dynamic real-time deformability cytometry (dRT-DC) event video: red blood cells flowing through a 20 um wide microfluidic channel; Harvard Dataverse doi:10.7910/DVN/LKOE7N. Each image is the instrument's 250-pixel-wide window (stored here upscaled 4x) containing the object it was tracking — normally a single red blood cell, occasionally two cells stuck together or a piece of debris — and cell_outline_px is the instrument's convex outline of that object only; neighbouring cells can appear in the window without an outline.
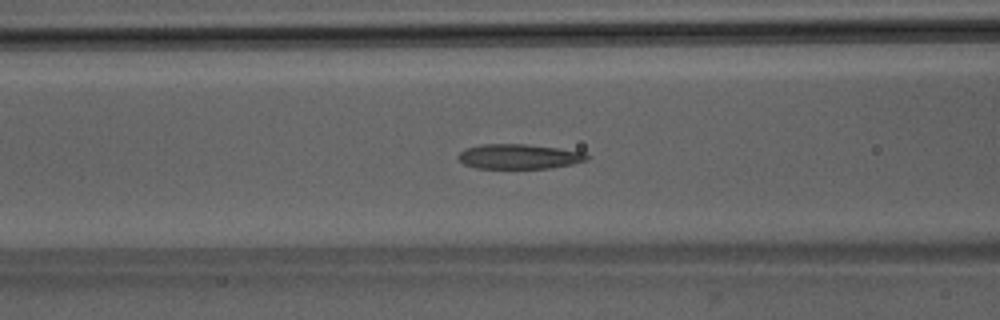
{"species": "Egyptian fruit bat (a non-hibernating species)", "species_latin": "Rousettus aegyptiacus", "temperature_condition": "room temperature", "stored_images_in_passage": 36, "camera_frame_rate_fps": 3000, "um_per_image_px": 0.085, "animal": {"sex": "male"}, "frame": {"image": 1, "passage_image": 6, "time_ms": 1.667, "image_size_px": [1000, 320], "cell_outline_px": [[592, 156], [588, 160], [572, 164], [552, 168], [476, 168], [464, 164], [456, 156], [460, 152], [468, 148], [480, 144], [524, 144], [560, 148], [584, 152]], "centroid_in_image_um": [44.16, 13.3], "position_along_channel_um": 122.4, "area_um2": 18.73}}
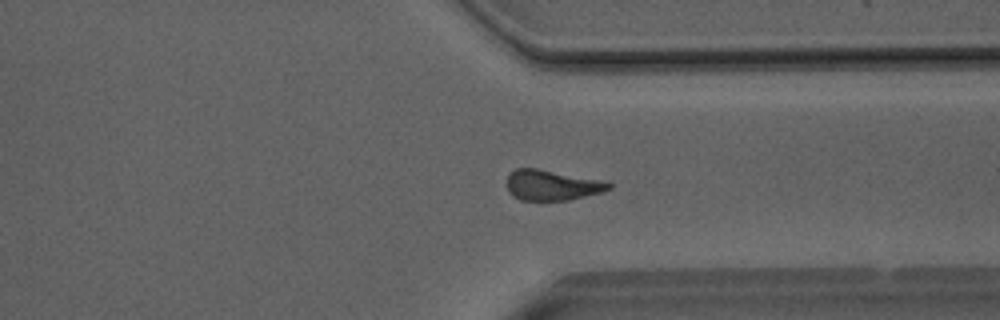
{"frame": {"image": 2, "passage_image": 24, "time_ms": 7.667, "image_size_px": [1000, 320], "cell_outline_px": [[612, 188], [600, 192], [568, 200], [520, 200], [512, 196], [508, 192], [504, 184], [508, 176], [516, 168], [536, 168], [608, 180], [612, 184]], "centroid_in_image_um": [46.91, 15.72], "position_along_channel_um": 364.5, "area_um2": 18.44}}
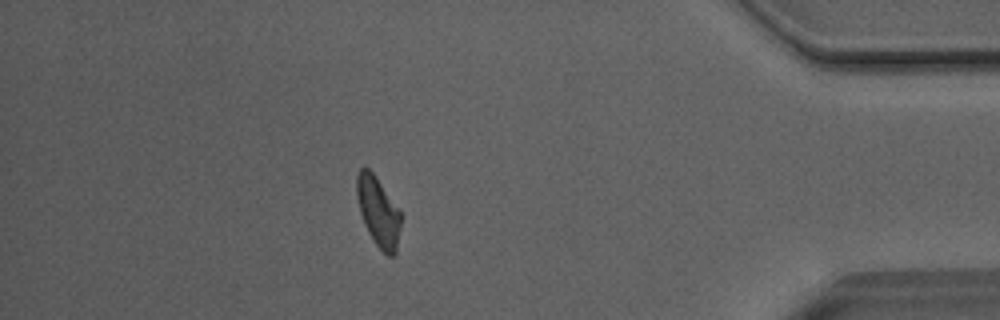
{"frame": {"image": 3, "passage_image": 30, "time_ms": 9.667, "image_size_px": [1000, 320], "cell_outline_px": [[400, 228], [396, 252], [392, 256], [388, 256], [372, 240], [364, 224], [360, 212], [356, 196], [356, 176], [360, 168], [364, 164], [372, 172], [400, 212]], "centroid_in_image_um": [32.11, 17.98], "position_along_channel_um": 403.1, "area_um2": 17.63}, "authors_computed_cell_mechanics": {"area_um2": 18.2937, "velocity_mm_per_s": 4.0307, "shape_relaxation_time_tau1_ms": null, "shape_relaxation_time_tau2_ms": 3.8585, "deformation_change_tau1": null, "deformation_change_tau2": 0.1295}}